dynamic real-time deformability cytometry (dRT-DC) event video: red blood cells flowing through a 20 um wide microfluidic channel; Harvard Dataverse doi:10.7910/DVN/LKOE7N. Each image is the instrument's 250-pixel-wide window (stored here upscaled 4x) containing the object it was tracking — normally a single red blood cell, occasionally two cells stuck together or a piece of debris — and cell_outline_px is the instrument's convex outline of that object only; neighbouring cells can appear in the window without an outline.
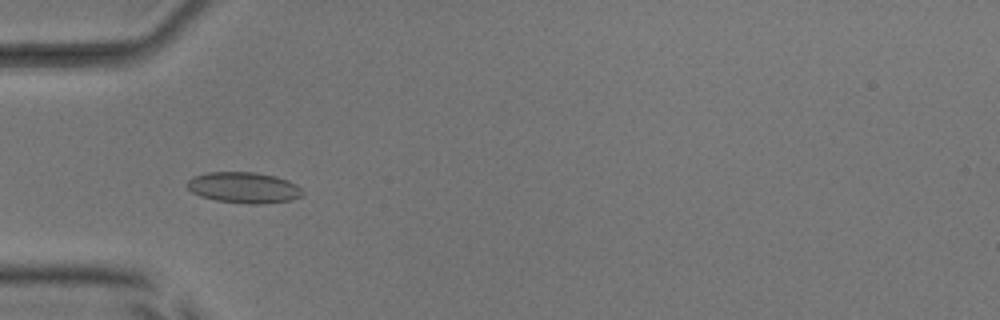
{"species": "common noctule bat (a hibernating species)", "species_latin": "Nyctalus noctula", "temperature_condition": "room temperature", "stored_images_in_passage": 43, "camera_frame_rate_fps": 3000, "um_per_image_px": 0.085, "animal": {"sex": "male", "body_mass_g": 17.9, "forearm_length_mm": 54.2}, "frame": {"image": 1, "passage_image": 8, "time_ms": 2.333, "image_size_px": [1000, 320], "cell_outline_px": [[304, 192], [300, 196], [292, 200], [264, 204], [248, 204], [216, 200], [200, 196], [192, 192], [184, 184], [192, 176], [208, 172], [252, 172], [276, 176], [288, 180], [296, 184]], "centroid_in_image_um": [20.71, 15.94], "position_along_channel_um": 64.3, "area_um2": 20.98}}
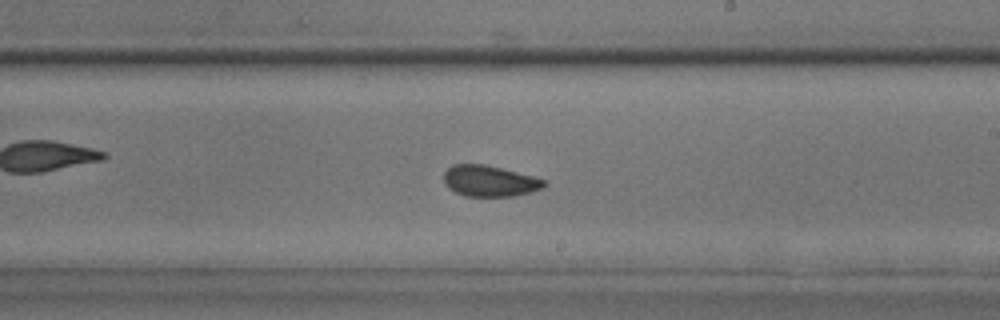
{"frame": {"image": 2, "passage_image": 22, "time_ms": 7.0, "image_size_px": [1000, 320], "cell_outline_px": [[548, 184], [544, 188], [532, 192], [516, 196], [464, 196], [448, 188], [444, 184], [444, 172], [452, 164], [484, 164], [548, 180]], "centroid_in_image_um": [41.64, 15.39], "position_along_channel_um": 247.4, "area_um2": 18.32}}
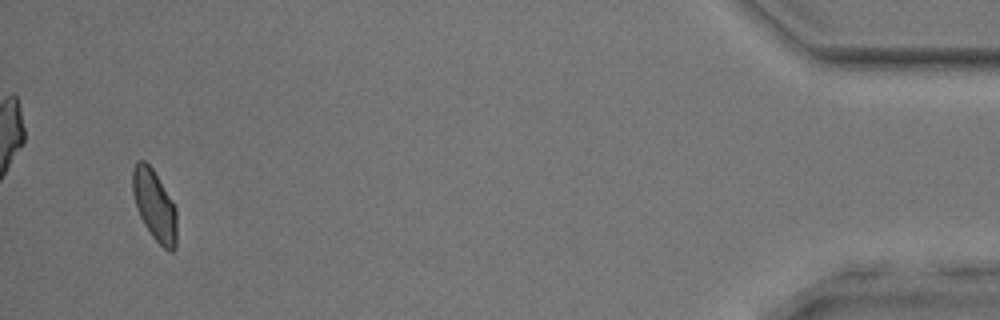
{"frame": {"image": 3, "passage_image": 41, "time_ms": 13.333, "image_size_px": [1000, 320], "cell_outline_px": [[176, 248], [172, 252], [168, 252], [152, 236], [144, 224], [136, 208], [132, 192], [132, 168], [136, 160], [144, 160], [152, 168], [172, 200], [176, 208]], "centroid_in_image_um": [13.12, 17.44], "position_along_channel_um": 422.1, "area_um2": 18.32}, "authors_computed_cell_mechanics": {"area_um2": 18.496, "velocity_mm_per_s": 3.9844, "shape_relaxation_time_tau1_ms": 4.6256, "shape_relaxation_time_tau2_ms": 1.0373, "deformation_change_tau1": 0.0838, "deformation_change_tau2": 0.067}}